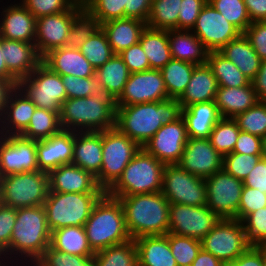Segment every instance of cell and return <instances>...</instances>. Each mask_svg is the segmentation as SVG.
I'll list each match as a JSON object with an SVG mask.
<instances>
[{
    "mask_svg": "<svg viewBox=\"0 0 266 266\" xmlns=\"http://www.w3.org/2000/svg\"><path fill=\"white\" fill-rule=\"evenodd\" d=\"M178 99L116 106L115 128L143 147L163 126L182 117Z\"/></svg>",
    "mask_w": 266,
    "mask_h": 266,
    "instance_id": "1",
    "label": "cell"
},
{
    "mask_svg": "<svg viewBox=\"0 0 266 266\" xmlns=\"http://www.w3.org/2000/svg\"><path fill=\"white\" fill-rule=\"evenodd\" d=\"M50 239L51 231L43 205L18 208L10 247L2 257L22 266H31L50 246Z\"/></svg>",
    "mask_w": 266,
    "mask_h": 266,
    "instance_id": "2",
    "label": "cell"
},
{
    "mask_svg": "<svg viewBox=\"0 0 266 266\" xmlns=\"http://www.w3.org/2000/svg\"><path fill=\"white\" fill-rule=\"evenodd\" d=\"M118 199L131 239L168 233L170 203L162 192L122 196Z\"/></svg>",
    "mask_w": 266,
    "mask_h": 266,
    "instance_id": "3",
    "label": "cell"
},
{
    "mask_svg": "<svg viewBox=\"0 0 266 266\" xmlns=\"http://www.w3.org/2000/svg\"><path fill=\"white\" fill-rule=\"evenodd\" d=\"M59 116L63 130L101 132L115 128L116 104L110 96L66 99Z\"/></svg>",
    "mask_w": 266,
    "mask_h": 266,
    "instance_id": "4",
    "label": "cell"
},
{
    "mask_svg": "<svg viewBox=\"0 0 266 266\" xmlns=\"http://www.w3.org/2000/svg\"><path fill=\"white\" fill-rule=\"evenodd\" d=\"M84 229L94 252L131 240L121 202L106 193L93 207Z\"/></svg>",
    "mask_w": 266,
    "mask_h": 266,
    "instance_id": "5",
    "label": "cell"
},
{
    "mask_svg": "<svg viewBox=\"0 0 266 266\" xmlns=\"http://www.w3.org/2000/svg\"><path fill=\"white\" fill-rule=\"evenodd\" d=\"M164 166L141 148L106 194L118 199L122 196L161 192Z\"/></svg>",
    "mask_w": 266,
    "mask_h": 266,
    "instance_id": "6",
    "label": "cell"
},
{
    "mask_svg": "<svg viewBox=\"0 0 266 266\" xmlns=\"http://www.w3.org/2000/svg\"><path fill=\"white\" fill-rule=\"evenodd\" d=\"M105 193L48 192L43 204L50 231L69 226H84L93 207Z\"/></svg>",
    "mask_w": 266,
    "mask_h": 266,
    "instance_id": "7",
    "label": "cell"
},
{
    "mask_svg": "<svg viewBox=\"0 0 266 266\" xmlns=\"http://www.w3.org/2000/svg\"><path fill=\"white\" fill-rule=\"evenodd\" d=\"M49 191L44 171L11 174L0 178V203L15 209L42 206Z\"/></svg>",
    "mask_w": 266,
    "mask_h": 266,
    "instance_id": "8",
    "label": "cell"
},
{
    "mask_svg": "<svg viewBox=\"0 0 266 266\" xmlns=\"http://www.w3.org/2000/svg\"><path fill=\"white\" fill-rule=\"evenodd\" d=\"M102 166L95 177L105 192L118 180L141 146L116 128L102 131Z\"/></svg>",
    "mask_w": 266,
    "mask_h": 266,
    "instance_id": "9",
    "label": "cell"
},
{
    "mask_svg": "<svg viewBox=\"0 0 266 266\" xmlns=\"http://www.w3.org/2000/svg\"><path fill=\"white\" fill-rule=\"evenodd\" d=\"M17 87L37 108L59 114L61 105L67 99L61 75L51 71L42 62L29 76L19 79Z\"/></svg>",
    "mask_w": 266,
    "mask_h": 266,
    "instance_id": "10",
    "label": "cell"
},
{
    "mask_svg": "<svg viewBox=\"0 0 266 266\" xmlns=\"http://www.w3.org/2000/svg\"><path fill=\"white\" fill-rule=\"evenodd\" d=\"M250 247L244 227L237 219H220L201 240V248L229 266Z\"/></svg>",
    "mask_w": 266,
    "mask_h": 266,
    "instance_id": "11",
    "label": "cell"
},
{
    "mask_svg": "<svg viewBox=\"0 0 266 266\" xmlns=\"http://www.w3.org/2000/svg\"><path fill=\"white\" fill-rule=\"evenodd\" d=\"M161 192L170 204L204 206L207 203L205 179L188 173L178 164L164 166Z\"/></svg>",
    "mask_w": 266,
    "mask_h": 266,
    "instance_id": "12",
    "label": "cell"
},
{
    "mask_svg": "<svg viewBox=\"0 0 266 266\" xmlns=\"http://www.w3.org/2000/svg\"><path fill=\"white\" fill-rule=\"evenodd\" d=\"M206 205L220 219H237L243 189V181L227 173L224 169L205 179Z\"/></svg>",
    "mask_w": 266,
    "mask_h": 266,
    "instance_id": "13",
    "label": "cell"
},
{
    "mask_svg": "<svg viewBox=\"0 0 266 266\" xmlns=\"http://www.w3.org/2000/svg\"><path fill=\"white\" fill-rule=\"evenodd\" d=\"M220 218L207 206L169 205V231L179 236L202 240Z\"/></svg>",
    "mask_w": 266,
    "mask_h": 266,
    "instance_id": "14",
    "label": "cell"
},
{
    "mask_svg": "<svg viewBox=\"0 0 266 266\" xmlns=\"http://www.w3.org/2000/svg\"><path fill=\"white\" fill-rule=\"evenodd\" d=\"M37 140L22 135H0V178L39 170Z\"/></svg>",
    "mask_w": 266,
    "mask_h": 266,
    "instance_id": "15",
    "label": "cell"
},
{
    "mask_svg": "<svg viewBox=\"0 0 266 266\" xmlns=\"http://www.w3.org/2000/svg\"><path fill=\"white\" fill-rule=\"evenodd\" d=\"M169 99L160 70L148 69L130 73L123 92L115 100L116 106H129Z\"/></svg>",
    "mask_w": 266,
    "mask_h": 266,
    "instance_id": "16",
    "label": "cell"
},
{
    "mask_svg": "<svg viewBox=\"0 0 266 266\" xmlns=\"http://www.w3.org/2000/svg\"><path fill=\"white\" fill-rule=\"evenodd\" d=\"M191 31L209 52L219 51L228 42L242 34L209 2L202 8Z\"/></svg>",
    "mask_w": 266,
    "mask_h": 266,
    "instance_id": "17",
    "label": "cell"
},
{
    "mask_svg": "<svg viewBox=\"0 0 266 266\" xmlns=\"http://www.w3.org/2000/svg\"><path fill=\"white\" fill-rule=\"evenodd\" d=\"M83 6L79 0L70 10L36 19L35 46L41 57L49 51L64 47L74 14Z\"/></svg>",
    "mask_w": 266,
    "mask_h": 266,
    "instance_id": "18",
    "label": "cell"
},
{
    "mask_svg": "<svg viewBox=\"0 0 266 266\" xmlns=\"http://www.w3.org/2000/svg\"><path fill=\"white\" fill-rule=\"evenodd\" d=\"M188 136L183 117L163 125L142 147L164 165L178 164Z\"/></svg>",
    "mask_w": 266,
    "mask_h": 266,
    "instance_id": "19",
    "label": "cell"
},
{
    "mask_svg": "<svg viewBox=\"0 0 266 266\" xmlns=\"http://www.w3.org/2000/svg\"><path fill=\"white\" fill-rule=\"evenodd\" d=\"M178 165L188 173L206 179L223 169V156L208 138H188Z\"/></svg>",
    "mask_w": 266,
    "mask_h": 266,
    "instance_id": "20",
    "label": "cell"
},
{
    "mask_svg": "<svg viewBox=\"0 0 266 266\" xmlns=\"http://www.w3.org/2000/svg\"><path fill=\"white\" fill-rule=\"evenodd\" d=\"M10 2L8 0L7 4L10 5H5V2L0 0V35L4 39L34 43L36 18L20 1L10 0Z\"/></svg>",
    "mask_w": 266,
    "mask_h": 266,
    "instance_id": "21",
    "label": "cell"
},
{
    "mask_svg": "<svg viewBox=\"0 0 266 266\" xmlns=\"http://www.w3.org/2000/svg\"><path fill=\"white\" fill-rule=\"evenodd\" d=\"M74 131L61 130L49 138L37 140L39 171L49 173L61 165L72 164Z\"/></svg>",
    "mask_w": 266,
    "mask_h": 266,
    "instance_id": "22",
    "label": "cell"
},
{
    "mask_svg": "<svg viewBox=\"0 0 266 266\" xmlns=\"http://www.w3.org/2000/svg\"><path fill=\"white\" fill-rule=\"evenodd\" d=\"M48 192L59 193H106L101 189L96 178L81 167L66 164L48 173Z\"/></svg>",
    "mask_w": 266,
    "mask_h": 266,
    "instance_id": "23",
    "label": "cell"
},
{
    "mask_svg": "<svg viewBox=\"0 0 266 266\" xmlns=\"http://www.w3.org/2000/svg\"><path fill=\"white\" fill-rule=\"evenodd\" d=\"M42 63L51 71L61 75L81 78L95 76V68L79 49L60 47L49 51L42 57Z\"/></svg>",
    "mask_w": 266,
    "mask_h": 266,
    "instance_id": "24",
    "label": "cell"
},
{
    "mask_svg": "<svg viewBox=\"0 0 266 266\" xmlns=\"http://www.w3.org/2000/svg\"><path fill=\"white\" fill-rule=\"evenodd\" d=\"M2 48L7 70L17 80L29 76L42 62L34 43L3 38Z\"/></svg>",
    "mask_w": 266,
    "mask_h": 266,
    "instance_id": "25",
    "label": "cell"
},
{
    "mask_svg": "<svg viewBox=\"0 0 266 266\" xmlns=\"http://www.w3.org/2000/svg\"><path fill=\"white\" fill-rule=\"evenodd\" d=\"M37 107L16 86L11 92L0 121V135H20L27 127Z\"/></svg>",
    "mask_w": 266,
    "mask_h": 266,
    "instance_id": "26",
    "label": "cell"
},
{
    "mask_svg": "<svg viewBox=\"0 0 266 266\" xmlns=\"http://www.w3.org/2000/svg\"><path fill=\"white\" fill-rule=\"evenodd\" d=\"M102 131L75 132L72 164L96 177L102 166Z\"/></svg>",
    "mask_w": 266,
    "mask_h": 266,
    "instance_id": "27",
    "label": "cell"
},
{
    "mask_svg": "<svg viewBox=\"0 0 266 266\" xmlns=\"http://www.w3.org/2000/svg\"><path fill=\"white\" fill-rule=\"evenodd\" d=\"M259 101L252 83L242 87H218L214 103L222 118L234 119Z\"/></svg>",
    "mask_w": 266,
    "mask_h": 266,
    "instance_id": "28",
    "label": "cell"
},
{
    "mask_svg": "<svg viewBox=\"0 0 266 266\" xmlns=\"http://www.w3.org/2000/svg\"><path fill=\"white\" fill-rule=\"evenodd\" d=\"M218 87V82L208 64L197 65L178 102L184 109L195 103L214 101Z\"/></svg>",
    "mask_w": 266,
    "mask_h": 266,
    "instance_id": "29",
    "label": "cell"
},
{
    "mask_svg": "<svg viewBox=\"0 0 266 266\" xmlns=\"http://www.w3.org/2000/svg\"><path fill=\"white\" fill-rule=\"evenodd\" d=\"M188 138H209L222 118L214 101L192 104L182 109Z\"/></svg>",
    "mask_w": 266,
    "mask_h": 266,
    "instance_id": "30",
    "label": "cell"
},
{
    "mask_svg": "<svg viewBox=\"0 0 266 266\" xmlns=\"http://www.w3.org/2000/svg\"><path fill=\"white\" fill-rule=\"evenodd\" d=\"M146 26V22L133 18L115 19L101 24L114 54L137 44Z\"/></svg>",
    "mask_w": 266,
    "mask_h": 266,
    "instance_id": "31",
    "label": "cell"
},
{
    "mask_svg": "<svg viewBox=\"0 0 266 266\" xmlns=\"http://www.w3.org/2000/svg\"><path fill=\"white\" fill-rule=\"evenodd\" d=\"M138 266H177L166 235L142 236L134 239Z\"/></svg>",
    "mask_w": 266,
    "mask_h": 266,
    "instance_id": "32",
    "label": "cell"
},
{
    "mask_svg": "<svg viewBox=\"0 0 266 266\" xmlns=\"http://www.w3.org/2000/svg\"><path fill=\"white\" fill-rule=\"evenodd\" d=\"M168 39L173 59L195 65L207 63L209 51L191 30H168Z\"/></svg>",
    "mask_w": 266,
    "mask_h": 266,
    "instance_id": "33",
    "label": "cell"
},
{
    "mask_svg": "<svg viewBox=\"0 0 266 266\" xmlns=\"http://www.w3.org/2000/svg\"><path fill=\"white\" fill-rule=\"evenodd\" d=\"M218 52L234 63L250 81L255 78L260 69L262 60L243 33L228 42Z\"/></svg>",
    "mask_w": 266,
    "mask_h": 266,
    "instance_id": "34",
    "label": "cell"
},
{
    "mask_svg": "<svg viewBox=\"0 0 266 266\" xmlns=\"http://www.w3.org/2000/svg\"><path fill=\"white\" fill-rule=\"evenodd\" d=\"M139 43L148 58L150 69L161 70L172 59L168 30L153 29L146 26Z\"/></svg>",
    "mask_w": 266,
    "mask_h": 266,
    "instance_id": "35",
    "label": "cell"
},
{
    "mask_svg": "<svg viewBox=\"0 0 266 266\" xmlns=\"http://www.w3.org/2000/svg\"><path fill=\"white\" fill-rule=\"evenodd\" d=\"M50 246L67 254L78 256L95 255L88 243L84 226H69L52 231Z\"/></svg>",
    "mask_w": 266,
    "mask_h": 266,
    "instance_id": "36",
    "label": "cell"
},
{
    "mask_svg": "<svg viewBox=\"0 0 266 266\" xmlns=\"http://www.w3.org/2000/svg\"><path fill=\"white\" fill-rule=\"evenodd\" d=\"M130 72L119 54H114L102 66L95 69V77L104 86L108 96L116 100L123 92Z\"/></svg>",
    "mask_w": 266,
    "mask_h": 266,
    "instance_id": "37",
    "label": "cell"
},
{
    "mask_svg": "<svg viewBox=\"0 0 266 266\" xmlns=\"http://www.w3.org/2000/svg\"><path fill=\"white\" fill-rule=\"evenodd\" d=\"M207 64L212 69L218 86L242 87L251 83L234 63L226 59L218 51L208 53Z\"/></svg>",
    "mask_w": 266,
    "mask_h": 266,
    "instance_id": "38",
    "label": "cell"
},
{
    "mask_svg": "<svg viewBox=\"0 0 266 266\" xmlns=\"http://www.w3.org/2000/svg\"><path fill=\"white\" fill-rule=\"evenodd\" d=\"M196 66L193 63L172 58L160 70L169 98L179 99L182 96Z\"/></svg>",
    "mask_w": 266,
    "mask_h": 266,
    "instance_id": "39",
    "label": "cell"
},
{
    "mask_svg": "<svg viewBox=\"0 0 266 266\" xmlns=\"http://www.w3.org/2000/svg\"><path fill=\"white\" fill-rule=\"evenodd\" d=\"M62 130L59 113L36 108L28 127L20 134L32 140L51 137Z\"/></svg>",
    "mask_w": 266,
    "mask_h": 266,
    "instance_id": "40",
    "label": "cell"
},
{
    "mask_svg": "<svg viewBox=\"0 0 266 266\" xmlns=\"http://www.w3.org/2000/svg\"><path fill=\"white\" fill-rule=\"evenodd\" d=\"M182 0H152L147 26L160 30H178Z\"/></svg>",
    "mask_w": 266,
    "mask_h": 266,
    "instance_id": "41",
    "label": "cell"
},
{
    "mask_svg": "<svg viewBox=\"0 0 266 266\" xmlns=\"http://www.w3.org/2000/svg\"><path fill=\"white\" fill-rule=\"evenodd\" d=\"M100 28L99 20L83 5L74 14L65 47L79 49Z\"/></svg>",
    "mask_w": 266,
    "mask_h": 266,
    "instance_id": "42",
    "label": "cell"
},
{
    "mask_svg": "<svg viewBox=\"0 0 266 266\" xmlns=\"http://www.w3.org/2000/svg\"><path fill=\"white\" fill-rule=\"evenodd\" d=\"M95 266H138L133 239L95 252Z\"/></svg>",
    "mask_w": 266,
    "mask_h": 266,
    "instance_id": "43",
    "label": "cell"
},
{
    "mask_svg": "<svg viewBox=\"0 0 266 266\" xmlns=\"http://www.w3.org/2000/svg\"><path fill=\"white\" fill-rule=\"evenodd\" d=\"M240 129L232 118H221L214 126L209 141L222 156L232 153L237 142Z\"/></svg>",
    "mask_w": 266,
    "mask_h": 266,
    "instance_id": "44",
    "label": "cell"
},
{
    "mask_svg": "<svg viewBox=\"0 0 266 266\" xmlns=\"http://www.w3.org/2000/svg\"><path fill=\"white\" fill-rule=\"evenodd\" d=\"M79 50L95 69L102 66L114 55L102 28L91 35Z\"/></svg>",
    "mask_w": 266,
    "mask_h": 266,
    "instance_id": "45",
    "label": "cell"
},
{
    "mask_svg": "<svg viewBox=\"0 0 266 266\" xmlns=\"http://www.w3.org/2000/svg\"><path fill=\"white\" fill-rule=\"evenodd\" d=\"M67 99L86 98L89 96H108L104 86L93 77L61 76Z\"/></svg>",
    "mask_w": 266,
    "mask_h": 266,
    "instance_id": "46",
    "label": "cell"
},
{
    "mask_svg": "<svg viewBox=\"0 0 266 266\" xmlns=\"http://www.w3.org/2000/svg\"><path fill=\"white\" fill-rule=\"evenodd\" d=\"M234 120L241 131L266 137V101H258L253 107L238 114Z\"/></svg>",
    "mask_w": 266,
    "mask_h": 266,
    "instance_id": "47",
    "label": "cell"
},
{
    "mask_svg": "<svg viewBox=\"0 0 266 266\" xmlns=\"http://www.w3.org/2000/svg\"><path fill=\"white\" fill-rule=\"evenodd\" d=\"M241 33L252 23L243 0H208Z\"/></svg>",
    "mask_w": 266,
    "mask_h": 266,
    "instance_id": "48",
    "label": "cell"
},
{
    "mask_svg": "<svg viewBox=\"0 0 266 266\" xmlns=\"http://www.w3.org/2000/svg\"><path fill=\"white\" fill-rule=\"evenodd\" d=\"M82 2L100 24L125 18L124 8H129V0H82Z\"/></svg>",
    "mask_w": 266,
    "mask_h": 266,
    "instance_id": "49",
    "label": "cell"
},
{
    "mask_svg": "<svg viewBox=\"0 0 266 266\" xmlns=\"http://www.w3.org/2000/svg\"><path fill=\"white\" fill-rule=\"evenodd\" d=\"M168 241L177 266H191L201 250V241L195 238L168 233Z\"/></svg>",
    "mask_w": 266,
    "mask_h": 266,
    "instance_id": "50",
    "label": "cell"
},
{
    "mask_svg": "<svg viewBox=\"0 0 266 266\" xmlns=\"http://www.w3.org/2000/svg\"><path fill=\"white\" fill-rule=\"evenodd\" d=\"M31 266H95V257L67 254L49 246Z\"/></svg>",
    "mask_w": 266,
    "mask_h": 266,
    "instance_id": "51",
    "label": "cell"
},
{
    "mask_svg": "<svg viewBox=\"0 0 266 266\" xmlns=\"http://www.w3.org/2000/svg\"><path fill=\"white\" fill-rule=\"evenodd\" d=\"M250 246L266 244V206L248 214L242 221Z\"/></svg>",
    "mask_w": 266,
    "mask_h": 266,
    "instance_id": "52",
    "label": "cell"
},
{
    "mask_svg": "<svg viewBox=\"0 0 266 266\" xmlns=\"http://www.w3.org/2000/svg\"><path fill=\"white\" fill-rule=\"evenodd\" d=\"M261 158V155H245L232 152L223 156V169L235 178L244 181Z\"/></svg>",
    "mask_w": 266,
    "mask_h": 266,
    "instance_id": "53",
    "label": "cell"
},
{
    "mask_svg": "<svg viewBox=\"0 0 266 266\" xmlns=\"http://www.w3.org/2000/svg\"><path fill=\"white\" fill-rule=\"evenodd\" d=\"M37 19L70 10L79 0H19Z\"/></svg>",
    "mask_w": 266,
    "mask_h": 266,
    "instance_id": "54",
    "label": "cell"
},
{
    "mask_svg": "<svg viewBox=\"0 0 266 266\" xmlns=\"http://www.w3.org/2000/svg\"><path fill=\"white\" fill-rule=\"evenodd\" d=\"M266 206V193L258 189L243 186L238 208V220L242 221L248 214Z\"/></svg>",
    "mask_w": 266,
    "mask_h": 266,
    "instance_id": "55",
    "label": "cell"
},
{
    "mask_svg": "<svg viewBox=\"0 0 266 266\" xmlns=\"http://www.w3.org/2000/svg\"><path fill=\"white\" fill-rule=\"evenodd\" d=\"M207 2L208 0H182L178 15V30H192Z\"/></svg>",
    "mask_w": 266,
    "mask_h": 266,
    "instance_id": "56",
    "label": "cell"
},
{
    "mask_svg": "<svg viewBox=\"0 0 266 266\" xmlns=\"http://www.w3.org/2000/svg\"><path fill=\"white\" fill-rule=\"evenodd\" d=\"M17 217V209L0 203V253L10 247L13 227Z\"/></svg>",
    "mask_w": 266,
    "mask_h": 266,
    "instance_id": "57",
    "label": "cell"
},
{
    "mask_svg": "<svg viewBox=\"0 0 266 266\" xmlns=\"http://www.w3.org/2000/svg\"><path fill=\"white\" fill-rule=\"evenodd\" d=\"M130 73L141 72L150 69V64L143 48L138 42L119 53Z\"/></svg>",
    "mask_w": 266,
    "mask_h": 266,
    "instance_id": "58",
    "label": "cell"
},
{
    "mask_svg": "<svg viewBox=\"0 0 266 266\" xmlns=\"http://www.w3.org/2000/svg\"><path fill=\"white\" fill-rule=\"evenodd\" d=\"M243 34L259 58L262 61L266 60V21L252 22Z\"/></svg>",
    "mask_w": 266,
    "mask_h": 266,
    "instance_id": "59",
    "label": "cell"
},
{
    "mask_svg": "<svg viewBox=\"0 0 266 266\" xmlns=\"http://www.w3.org/2000/svg\"><path fill=\"white\" fill-rule=\"evenodd\" d=\"M262 138L240 131L233 153L245 155H261Z\"/></svg>",
    "mask_w": 266,
    "mask_h": 266,
    "instance_id": "60",
    "label": "cell"
},
{
    "mask_svg": "<svg viewBox=\"0 0 266 266\" xmlns=\"http://www.w3.org/2000/svg\"><path fill=\"white\" fill-rule=\"evenodd\" d=\"M265 260L266 249L264 247L250 246L229 266H264Z\"/></svg>",
    "mask_w": 266,
    "mask_h": 266,
    "instance_id": "61",
    "label": "cell"
},
{
    "mask_svg": "<svg viewBox=\"0 0 266 266\" xmlns=\"http://www.w3.org/2000/svg\"><path fill=\"white\" fill-rule=\"evenodd\" d=\"M244 186L266 193V159L261 158L243 181Z\"/></svg>",
    "mask_w": 266,
    "mask_h": 266,
    "instance_id": "62",
    "label": "cell"
},
{
    "mask_svg": "<svg viewBox=\"0 0 266 266\" xmlns=\"http://www.w3.org/2000/svg\"><path fill=\"white\" fill-rule=\"evenodd\" d=\"M152 0H129V8L125 9V18L148 21Z\"/></svg>",
    "mask_w": 266,
    "mask_h": 266,
    "instance_id": "63",
    "label": "cell"
},
{
    "mask_svg": "<svg viewBox=\"0 0 266 266\" xmlns=\"http://www.w3.org/2000/svg\"><path fill=\"white\" fill-rule=\"evenodd\" d=\"M251 22L266 21V0H243Z\"/></svg>",
    "mask_w": 266,
    "mask_h": 266,
    "instance_id": "64",
    "label": "cell"
},
{
    "mask_svg": "<svg viewBox=\"0 0 266 266\" xmlns=\"http://www.w3.org/2000/svg\"><path fill=\"white\" fill-rule=\"evenodd\" d=\"M251 83L259 101H266V60L261 62L260 69Z\"/></svg>",
    "mask_w": 266,
    "mask_h": 266,
    "instance_id": "65",
    "label": "cell"
},
{
    "mask_svg": "<svg viewBox=\"0 0 266 266\" xmlns=\"http://www.w3.org/2000/svg\"><path fill=\"white\" fill-rule=\"evenodd\" d=\"M16 86L17 82H10L7 79L0 78V121L4 115L9 96Z\"/></svg>",
    "mask_w": 266,
    "mask_h": 266,
    "instance_id": "66",
    "label": "cell"
},
{
    "mask_svg": "<svg viewBox=\"0 0 266 266\" xmlns=\"http://www.w3.org/2000/svg\"><path fill=\"white\" fill-rule=\"evenodd\" d=\"M191 266H226L218 258L201 248Z\"/></svg>",
    "mask_w": 266,
    "mask_h": 266,
    "instance_id": "67",
    "label": "cell"
},
{
    "mask_svg": "<svg viewBox=\"0 0 266 266\" xmlns=\"http://www.w3.org/2000/svg\"><path fill=\"white\" fill-rule=\"evenodd\" d=\"M2 46H3V37L0 35V78L7 79L10 82H18V80L7 70Z\"/></svg>",
    "mask_w": 266,
    "mask_h": 266,
    "instance_id": "68",
    "label": "cell"
},
{
    "mask_svg": "<svg viewBox=\"0 0 266 266\" xmlns=\"http://www.w3.org/2000/svg\"><path fill=\"white\" fill-rule=\"evenodd\" d=\"M0 266H22V265H20L18 263H15L13 261H10V260H8L6 258L1 257L0 258Z\"/></svg>",
    "mask_w": 266,
    "mask_h": 266,
    "instance_id": "69",
    "label": "cell"
},
{
    "mask_svg": "<svg viewBox=\"0 0 266 266\" xmlns=\"http://www.w3.org/2000/svg\"><path fill=\"white\" fill-rule=\"evenodd\" d=\"M261 156L263 159H266V137L262 138Z\"/></svg>",
    "mask_w": 266,
    "mask_h": 266,
    "instance_id": "70",
    "label": "cell"
}]
</instances>
